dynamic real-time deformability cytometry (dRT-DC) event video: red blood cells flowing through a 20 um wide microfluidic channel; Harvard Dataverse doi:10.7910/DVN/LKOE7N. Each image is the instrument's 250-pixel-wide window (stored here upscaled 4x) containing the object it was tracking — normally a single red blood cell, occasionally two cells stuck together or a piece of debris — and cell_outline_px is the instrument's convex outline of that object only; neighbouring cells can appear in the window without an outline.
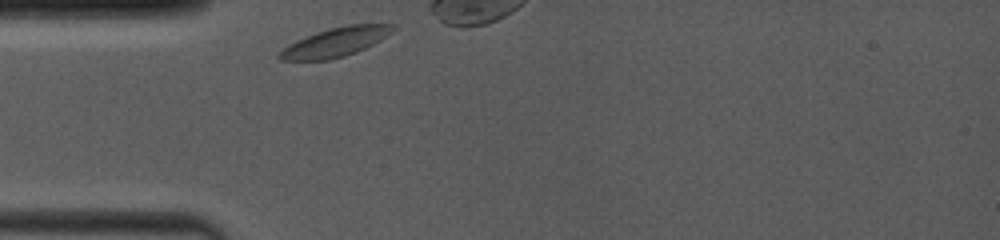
{"species": "common noctule bat (a hibernating species)", "species_latin": "Nyctalus noctula", "temperature_condition": "room temperature", "stored_images_in_passage": 14, "camera_frame_rate_fps": 4000, "um_per_image_px": 0.085, "animal": {"sex": "female", "body_mass_g": 19.0, "forearm_length_mm": 53.3}, "frame": {"image": 1, "passage_image": 1, "time_ms": 0.0, "image_size_px": [1000, 240], "cell_outline_px": [[396, 28], [392, 32], [380, 40], [356, 52], [344, 56], [328, 60], [280, 60], [276, 56], [288, 44], [296, 40], [316, 32], [328, 28], [348, 24], [396, 24]], "centroid_in_image_um": [28.51, 3.57], "position_along_channel_um": 56.5, "area_um2": 19.19}}
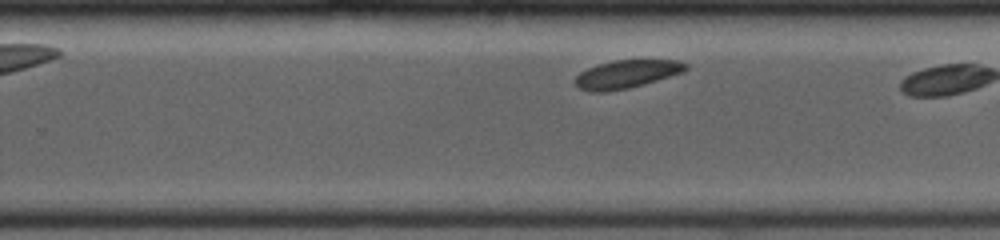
{"frame": {"image": 2, "passage_image": 12, "time_ms": 6.0, "image_size_px": [1000, 240], "cell_outline_px": [[688, 68], [684, 72], [644, 84], [628, 88], [608, 92], [588, 92], [580, 88], [576, 84], [576, 76], [580, 72], [588, 68], [612, 60], [680, 60], [688, 64]], "centroid_in_image_um": [53.29, 6.3], "position_along_channel_um": 276.5, "area_um2": 18.15}}